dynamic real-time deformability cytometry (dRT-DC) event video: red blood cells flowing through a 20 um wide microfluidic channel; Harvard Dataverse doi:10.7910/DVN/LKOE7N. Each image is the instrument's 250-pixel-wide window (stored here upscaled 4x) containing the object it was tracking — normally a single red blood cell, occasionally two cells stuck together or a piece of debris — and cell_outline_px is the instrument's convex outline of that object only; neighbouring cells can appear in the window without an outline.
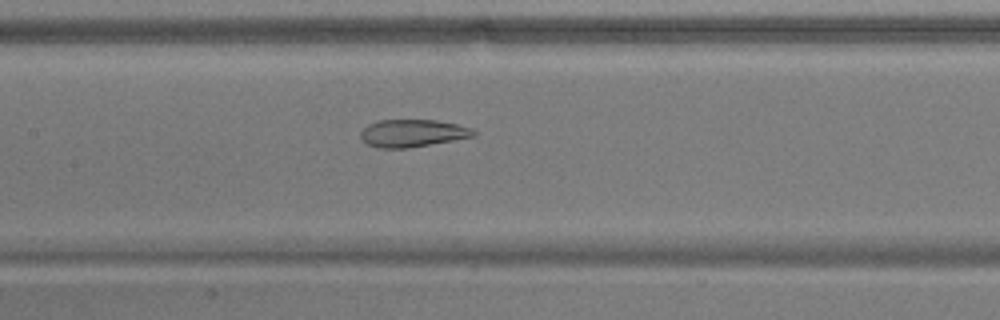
{"species": "common noctule bat (a hibernating species)", "species_latin": "Nyctalus noctula", "temperature_condition": "warm", "stored_images_in_passage": 53, "camera_frame_rate_fps": 3000, "um_per_image_px": 0.085, "animal": {"sex": "male", "body_mass_g": 17.9}, "frame": {"image": 1, "passage_image": 25, "time_ms": 8.0, "image_size_px": [1000, 320], "cell_outline_px": [[476, 136], [408, 148], [376, 148], [368, 144], [360, 136], [360, 132], [368, 124], [380, 120], [436, 120], [456, 124], [472, 128], [476, 132]], "centroid_in_image_um": [35.07, 11.32], "position_along_channel_um": 172.3, "area_um2": 18.03}}
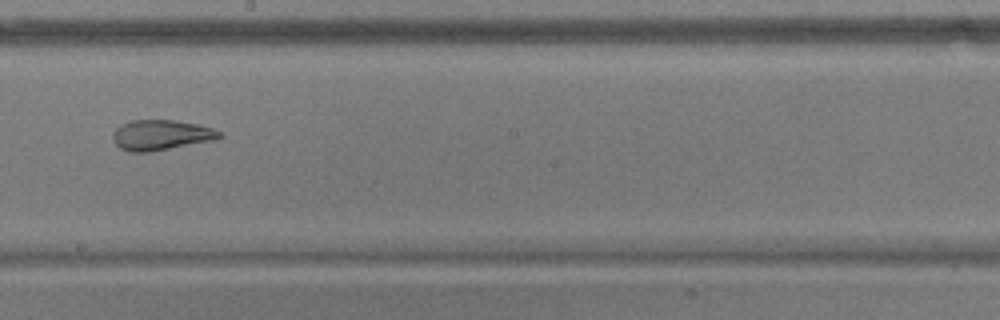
{"frame": {"image": 2, "passage_image": 30, "time_ms": 9.667, "image_size_px": [1000, 320], "cell_outline_px": [[224, 136], [216, 140], [148, 152], [128, 152], [120, 148], [112, 140], [112, 136], [116, 128], [120, 124], [132, 120], [176, 120], [196, 124], [212, 128], [224, 132]], "centroid_in_image_um": [13.71, 11.48], "position_along_channel_um": 234.5, "area_um2": 19.02}}
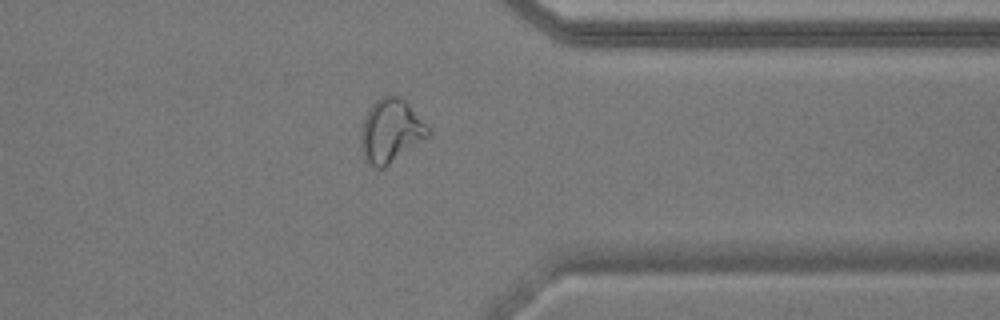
{"frame": {"image": 3, "passage_image": 42, "time_ms": 13.667, "image_size_px": [1000, 320], "cell_outline_px": [[428, 136], [384, 168], [372, 168], [364, 156], [360, 144], [360, 136], [364, 116], [368, 108], [380, 96], [400, 96], [408, 104], [428, 128]], "centroid_in_image_um": [33.15, 11.13], "position_along_channel_um": 378.2, "area_um2": 24.45}, "authors_computed_cell_mechanics": {"area_um2": 24.6228, "velocity_mm_per_s": 3.7472, "shape_relaxation_time_tau1_ms": null, "shape_relaxation_time_tau2_ms": 1.848, "deformation_change_tau1": null, "deformation_change_tau2": 0.0965}}